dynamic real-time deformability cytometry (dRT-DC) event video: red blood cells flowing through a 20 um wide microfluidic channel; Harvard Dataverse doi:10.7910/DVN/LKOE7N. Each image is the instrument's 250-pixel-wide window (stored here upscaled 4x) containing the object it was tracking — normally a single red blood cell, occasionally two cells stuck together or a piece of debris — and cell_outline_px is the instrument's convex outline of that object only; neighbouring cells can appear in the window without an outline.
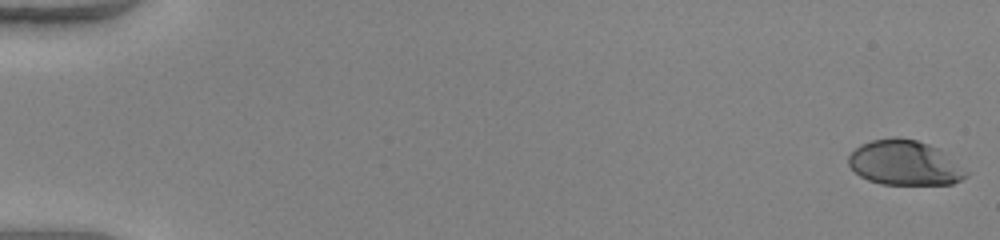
{"species": "human", "species_latin": "Homo sapiens", "temperature_condition": "warm", "stored_images_in_passage": 51, "camera_frame_rate_fps": 3000, "um_per_image_px": 0.085, "donor": {"sex": "female"}, "frame": {"image": 1, "passage_image": 1, "time_ms": 0.0, "image_size_px": [1000, 240], "cell_outline_px": [[968, 176], [952, 184], [880, 184], [868, 180], [860, 176], [848, 164], [848, 156], [860, 144], [872, 140], [896, 136], [900, 136], [916, 140], [940, 148], [968, 172]], "centroid_in_image_um": [76.89, 13.83], "position_along_channel_um": 8.1, "area_um2": 30.87}}
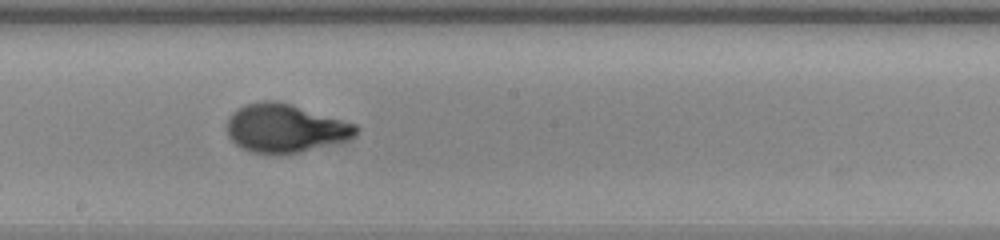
{"frame": {"image": 2, "passage_image": 30, "time_ms": 9.667, "image_size_px": [1000, 240], "cell_outline_px": [[360, 128], [352, 136], [344, 140], [300, 152], [252, 152], [236, 144], [228, 136], [228, 116], [236, 108], [244, 104], [264, 100], [276, 100], [292, 104], [356, 124]], "centroid_in_image_um": [24.2, 10.85], "position_along_channel_um": 224.0, "area_um2": 35.78}}
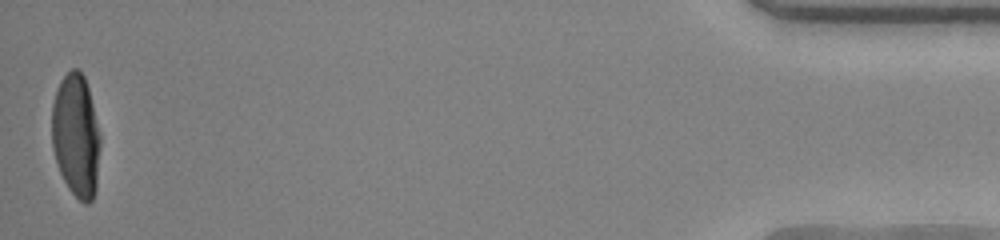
{"frame": {"image": 3, "passage_image": 51, "time_ms": 16.667, "image_size_px": [1000, 240], "cell_outline_px": [[100, 148], [96, 188], [92, 200], [88, 204], [84, 204], [68, 188], [60, 172], [52, 148], [52, 104], [60, 80], [72, 68], [76, 68], [84, 76], [88, 88], [100, 136]], "centroid_in_image_um": [6.46, 11.54], "position_along_channel_um": 428.7, "area_um2": 34.56}, "authors_computed_cell_mechanics": {"area_um2": 35.0268, "velocity_mm_per_s": 4.1318, "shape_relaxation_time_tau1_ms": 4.3142, "shape_relaxation_time_tau2_ms": null, "deformation_change_tau1": 0.2478, "deformation_change_tau2": null}}